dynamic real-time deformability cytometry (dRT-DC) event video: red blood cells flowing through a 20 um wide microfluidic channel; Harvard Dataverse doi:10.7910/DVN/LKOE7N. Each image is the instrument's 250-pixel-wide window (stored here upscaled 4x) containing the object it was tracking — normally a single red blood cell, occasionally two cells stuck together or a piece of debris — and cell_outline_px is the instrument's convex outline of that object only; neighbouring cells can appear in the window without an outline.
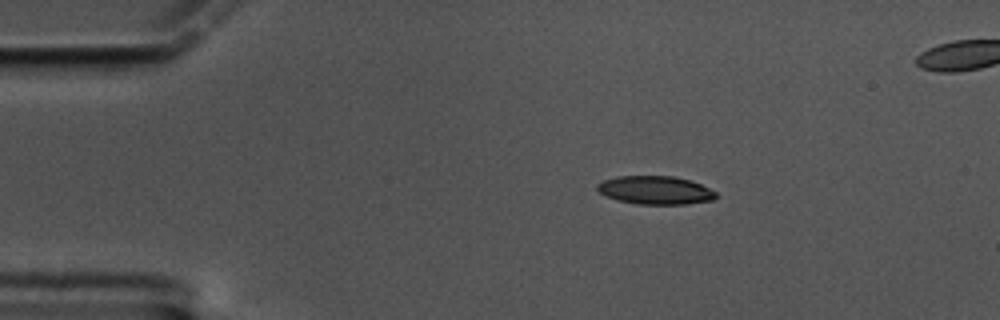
{"species": "common noctule bat (a hibernating species)", "species_latin": "Nyctalus noctula", "temperature_condition": "cold", "stored_images_in_passage": 49, "camera_frame_rate_fps": 3000, "um_per_image_px": 0.085, "animal": {"sex": "male", "body_mass_g": 17.5, "forearm_length_mm": 52.3}, "frame": {"image": 1, "passage_image": 1, "time_ms": 0.0, "image_size_px": [1000, 320], "cell_outline_px": [[716, 196], [712, 200], [684, 204], [636, 204], [616, 200], [604, 196], [596, 188], [596, 184], [604, 180], [616, 176], [672, 176], [688, 180], [700, 184], [716, 192]], "centroid_in_image_um": [55.64, 16.17], "position_along_channel_um": 29.4, "area_um2": 19.54}}
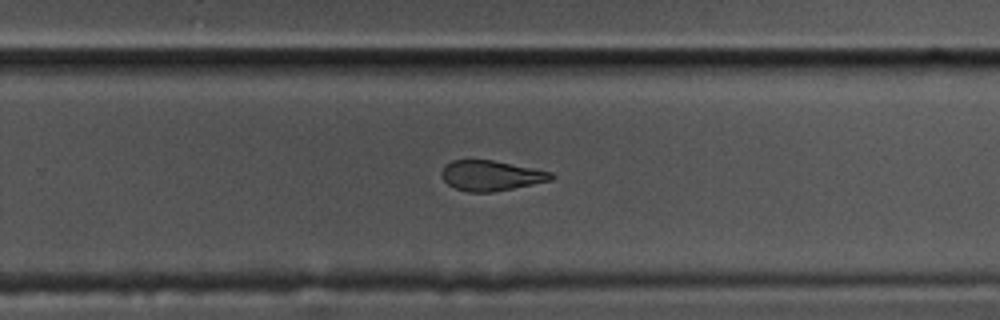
{"frame": {"image": 2, "passage_image": 29, "time_ms": 9.333, "image_size_px": [1000, 320], "cell_outline_px": [[556, 176], [552, 180], [492, 192], [468, 192], [456, 188], [448, 184], [440, 176], [440, 172], [452, 160], [492, 160], [552, 172]], "centroid_in_image_um": [41.73, 14.93], "position_along_channel_um": 288.1, "area_um2": 19.07}}
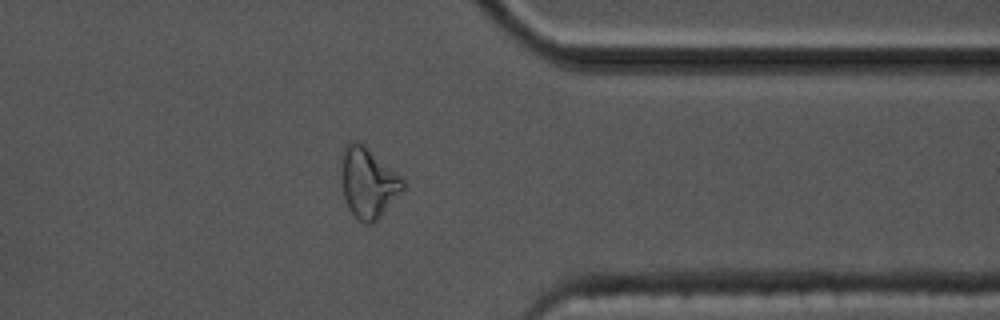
{"frame": {"image": 3, "passage_image": 38, "time_ms": 12.333, "image_size_px": [1000, 320], "cell_outline_px": [[404, 188], [380, 216], [372, 224], [364, 224], [356, 220], [348, 208], [344, 200], [340, 176], [344, 144], [352, 140], [356, 140], [364, 144], [396, 172], [404, 180]], "centroid_in_image_um": [31.24, 15.52], "position_along_channel_um": 380.2, "area_um2": 25.43}, "authors_computed_cell_mechanics": {"area_um2": 20.6924, "velocity_mm_per_s": 3.3387, "shape_relaxation_time_tau1_ms": 5.2008, "shape_relaxation_time_tau2_ms": 4.0925, "deformation_change_tau1": 0.1681, "deformation_change_tau2": 0.1181}}